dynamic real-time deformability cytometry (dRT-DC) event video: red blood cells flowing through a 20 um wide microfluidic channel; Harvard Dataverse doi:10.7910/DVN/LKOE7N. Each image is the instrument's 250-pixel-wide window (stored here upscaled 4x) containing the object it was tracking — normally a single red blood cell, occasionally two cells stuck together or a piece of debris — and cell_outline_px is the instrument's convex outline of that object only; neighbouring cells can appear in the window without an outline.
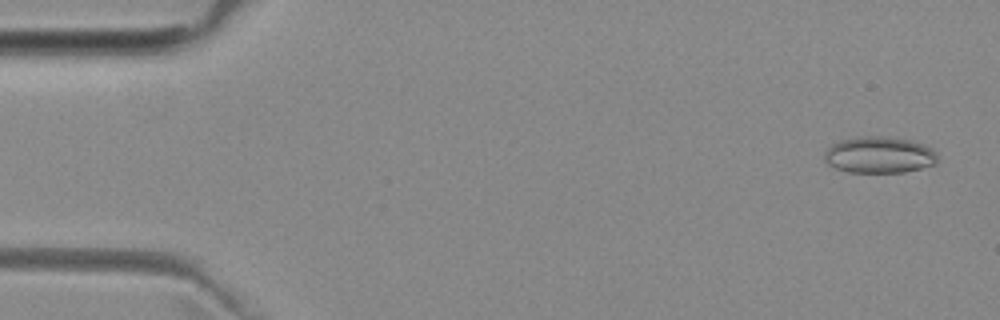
{"species": "common noctule bat (a hibernating species)", "species_latin": "Nyctalus noctula", "temperature_condition": "room temperature", "stored_images_in_passage": 5, "camera_frame_rate_fps": 3000, "um_per_image_px": 0.085, "animal": {"sex": "female", "body_mass_g": 29.2, "forearm_length_mm": 56.3}, "frame": {"image": 1, "passage_image": 1, "time_ms": 0.0, "image_size_px": [1000, 320], "cell_outline_px": [[936, 164], [904, 172], [848, 172], [836, 168], [828, 164], [824, 160], [824, 152], [832, 144], [840, 140], [868, 136], [880, 136], [912, 140], [924, 144], [932, 148], [936, 152]], "centroid_in_image_um": [74.74, 13.17], "position_along_channel_um": 10.3, "area_um2": 23.99}}